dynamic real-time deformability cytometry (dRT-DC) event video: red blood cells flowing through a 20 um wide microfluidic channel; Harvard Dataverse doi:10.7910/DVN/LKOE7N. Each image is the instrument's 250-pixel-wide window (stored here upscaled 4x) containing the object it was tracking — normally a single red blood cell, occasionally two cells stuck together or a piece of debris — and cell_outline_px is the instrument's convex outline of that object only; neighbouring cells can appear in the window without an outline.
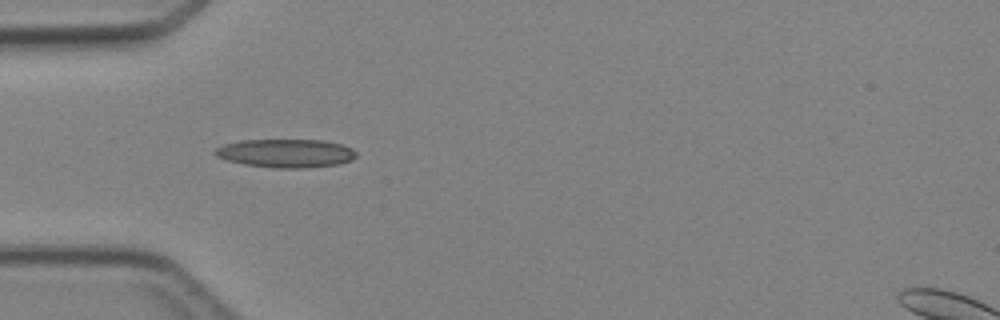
{"species": "Egyptian fruit bat (a non-hibernating species)", "species_latin": "Rousettus aegyptiacus", "temperature_condition": "cold", "stored_images_in_passage": 4, "camera_frame_rate_fps": 3000, "um_per_image_px": 0.085, "animal": {"sex": "female"}, "frame": {"image": 1, "passage_image": 2, "time_ms": 1.0, "image_size_px": [1000, 320], "cell_outline_px": [[356, 156], [352, 160], [336, 164], [304, 168], [276, 168], [244, 164], [228, 160], [216, 156], [212, 152], [216, 148], [224, 144], [240, 140], [324, 140], [340, 144], [352, 148], [356, 152]], "centroid_in_image_um": [24.28, 13.02], "position_along_channel_um": 60.7, "area_um2": 23.35}}
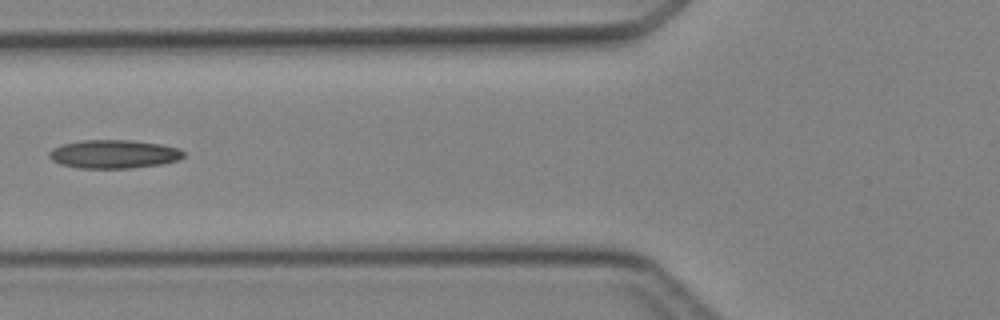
{"frame": {"image": 2, "passage_image": 3, "time_ms": 2.333, "image_size_px": [1000, 320], "cell_outline_px": [[184, 156], [180, 160], [160, 164], [132, 168], [80, 168], [60, 164], [52, 160], [48, 156], [48, 152], [52, 148], [60, 144], [80, 140], [132, 140], [160, 144], [180, 148], [184, 152]], "centroid_in_image_um": [9.66, 13.09], "position_along_channel_um": 116.1, "area_um2": 22.54}}
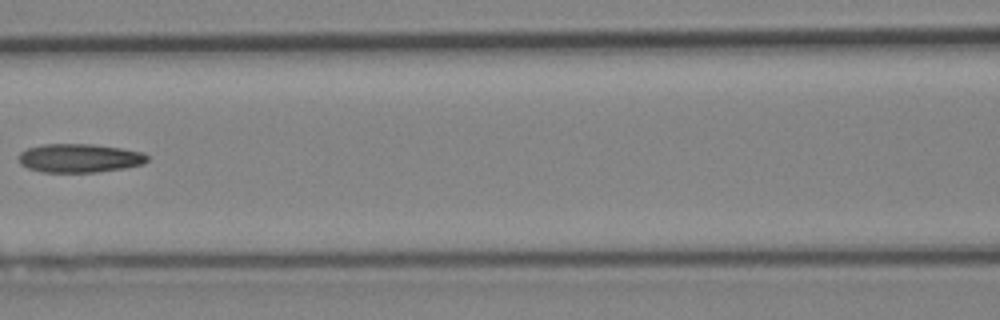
{"frame": {"image": 3, "passage_image": 4, "time_ms": 3.333, "image_size_px": [1000, 320], "cell_outline_px": [[148, 160], [144, 164], [124, 168], [96, 172], [40, 172], [28, 168], [20, 164], [20, 152], [28, 148], [44, 144], [92, 144], [120, 148], [144, 152], [148, 156]], "centroid_in_image_um": [6.78, 13.44], "position_along_channel_um": 159.8, "area_um2": 21.5}}